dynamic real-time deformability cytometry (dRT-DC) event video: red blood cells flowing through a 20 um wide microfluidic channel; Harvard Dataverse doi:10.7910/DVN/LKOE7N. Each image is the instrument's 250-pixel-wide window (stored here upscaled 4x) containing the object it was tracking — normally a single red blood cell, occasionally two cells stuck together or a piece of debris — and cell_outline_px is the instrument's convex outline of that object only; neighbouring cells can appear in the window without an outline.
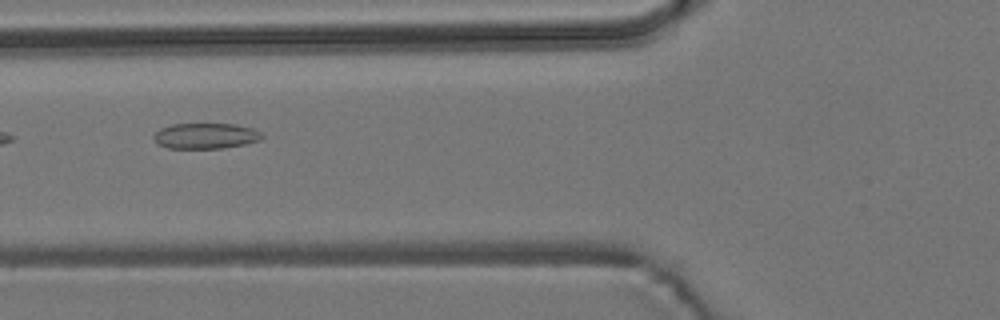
{"species": "common noctule bat (a hibernating species)", "species_latin": "Nyctalus noctula", "temperature_condition": "room temperature", "stored_images_in_passage": 9, "camera_frame_rate_fps": 3000, "um_per_image_px": 0.085, "animal": {"sex": "male", "body_mass_g": 19.2, "forearm_length_mm": 51.8}, "frame": {"image": 1, "passage_image": 6, "time_ms": 6.0, "image_size_px": [1000, 320], "cell_outline_px": [[264, 136], [260, 140], [244, 144], [220, 148], [168, 148], [156, 144], [152, 136], [160, 128], [172, 124], [236, 124], [252, 128], [260, 132]], "centroid_in_image_um": [17.44, 11.55], "position_along_channel_um": 108.4, "area_um2": 16.18}}
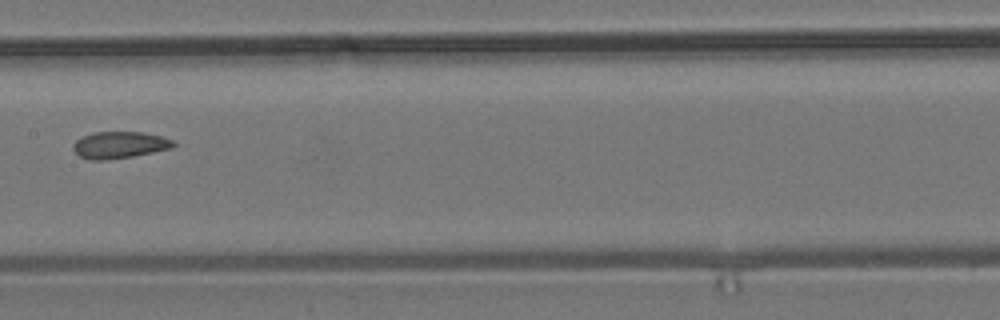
{"frame": {"image": 2, "passage_image": 8, "time_ms": 8.333, "image_size_px": [1000, 320], "cell_outline_px": [[176, 144], [172, 148], [132, 156], [104, 160], [88, 160], [80, 156], [72, 148], [72, 144], [80, 136], [92, 132], [144, 132], [160, 136], [172, 140]], "centroid_in_image_um": [10.11, 12.31], "position_along_channel_um": 197.3, "area_um2": 15.66}}
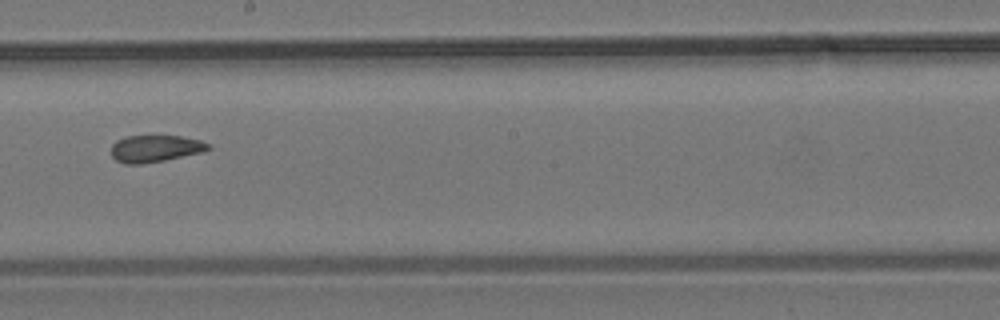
{"frame": {"image": 3, "passage_image": 9, "time_ms": 9.333, "image_size_px": [1000, 320], "cell_outline_px": [[212, 148], [200, 152], [164, 160], [140, 164], [124, 164], [116, 160], [112, 156], [112, 144], [116, 140], [128, 136], [180, 136], [200, 140], [208, 144]], "centroid_in_image_um": [13.16, 12.62], "position_along_channel_um": 235.0, "area_um2": 15.03}}